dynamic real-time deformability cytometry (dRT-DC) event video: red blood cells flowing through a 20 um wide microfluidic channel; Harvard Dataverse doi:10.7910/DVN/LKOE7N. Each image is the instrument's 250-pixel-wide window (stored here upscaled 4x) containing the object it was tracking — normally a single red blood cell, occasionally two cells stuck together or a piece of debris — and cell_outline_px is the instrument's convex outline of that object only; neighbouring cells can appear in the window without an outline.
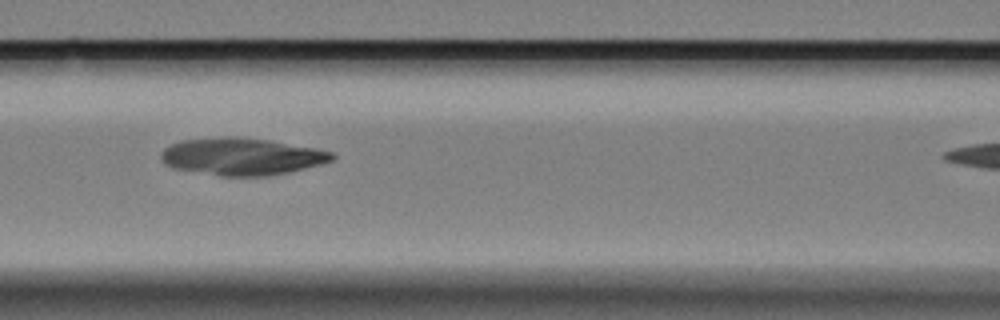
{"species": "Egyptian fruit bat (a non-hibernating species)", "species_latin": "Rousettus aegyptiacus", "temperature_condition": "cold", "stored_images_in_passage": 33, "camera_frame_rate_fps": 3000, "um_per_image_px": 0.085, "animal": {"sex": "female"}, "frame": {"image": 1, "passage_image": 10, "time_ms": 3.0, "image_size_px": [1000, 320], "cell_outline_px": [[336, 156], [332, 160], [320, 164], [288, 172], [268, 176], [220, 176], [172, 168], [164, 164], [160, 156], [160, 152], [164, 148], [172, 144], [184, 140], [224, 136], [240, 136], [268, 140], [316, 148], [332, 152]], "centroid_in_image_um": [20.51, 13.3], "position_along_channel_um": 146.1, "area_um2": 37.17}}
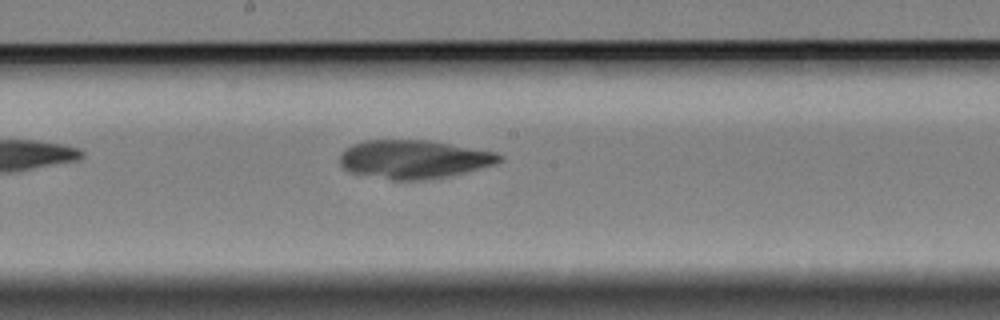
{"frame": {"image": 2, "passage_image": 16, "time_ms": 5.0, "image_size_px": [1000, 320], "cell_outline_px": [[500, 160], [496, 164], [448, 176], [424, 180], [392, 180], [352, 172], [344, 168], [340, 164], [340, 156], [344, 148], [352, 144], [364, 140], [428, 140], [496, 152], [500, 156]], "centroid_in_image_um": [35.14, 13.53], "position_along_channel_um": 213.1, "area_um2": 35.55}}
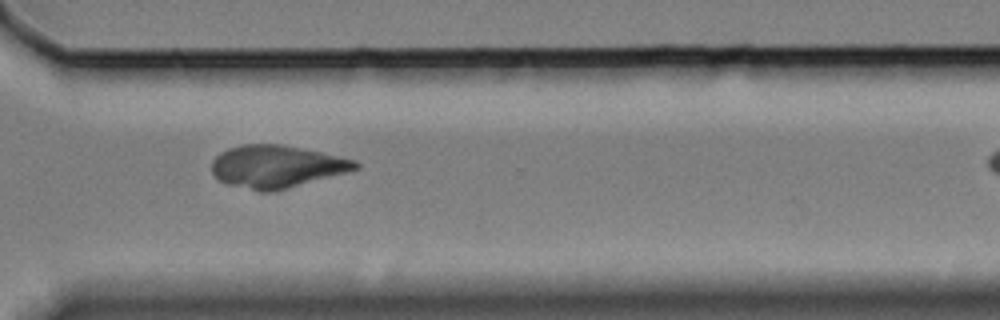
{"frame": {"image": 3, "passage_image": 28, "time_ms": 9.0, "image_size_px": [1000, 320], "cell_outline_px": [[360, 168], [272, 192], [260, 192], [228, 184], [220, 180], [212, 172], [212, 160], [220, 152], [228, 148], [244, 144], [280, 144], [320, 152], [356, 160], [360, 164]], "centroid_in_image_um": [23.48, 14.15], "position_along_channel_um": 347.1, "area_um2": 35.2}}